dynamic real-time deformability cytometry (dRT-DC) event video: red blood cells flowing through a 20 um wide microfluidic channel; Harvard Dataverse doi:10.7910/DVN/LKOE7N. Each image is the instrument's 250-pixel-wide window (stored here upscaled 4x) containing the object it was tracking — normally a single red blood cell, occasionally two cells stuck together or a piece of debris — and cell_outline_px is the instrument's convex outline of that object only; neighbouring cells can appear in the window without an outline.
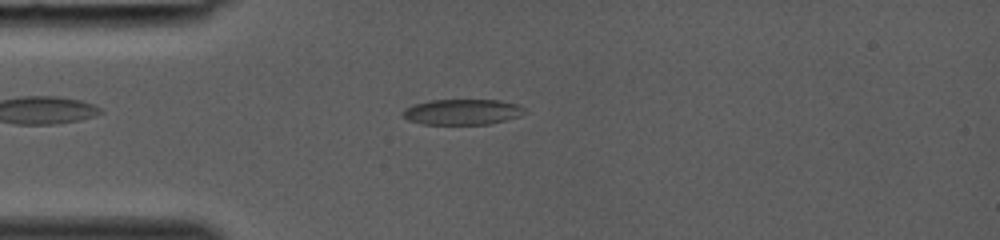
{"species": "common noctule bat (a hibernating species)", "species_latin": "Nyctalus noctula", "temperature_condition": "room temperature", "stored_images_in_passage": 34, "camera_frame_rate_fps": 3000, "um_per_image_px": 0.085, "animal": {"sex": "female", "body_mass_g": 19.0, "forearm_length_mm": 53.3}, "frame": {"image": 1, "passage_image": 7, "time_ms": 2.0, "image_size_px": [1000, 240], "cell_outline_px": [[528, 112], [520, 116], [488, 124], [420, 124], [408, 120], [400, 112], [404, 108], [412, 104], [432, 100], [500, 100], [520, 104]], "centroid_in_image_um": [39.29, 9.51], "position_along_channel_um": 45.7, "area_um2": 18.38}}
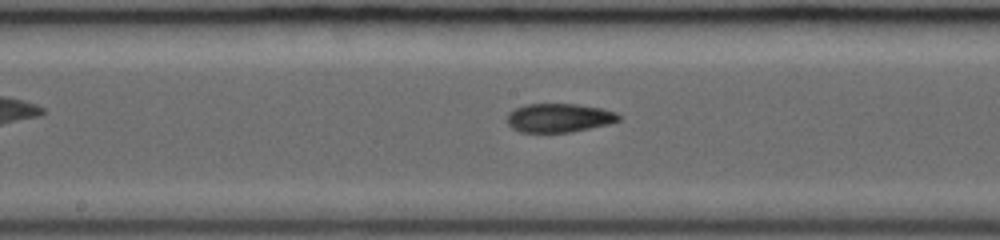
{"frame": {"image": 2, "passage_image": 17, "time_ms": 5.333, "image_size_px": [1000, 240], "cell_outline_px": [[620, 120], [608, 124], [568, 132], [520, 132], [512, 128], [508, 124], [508, 112], [516, 108], [528, 104], [576, 104], [600, 108], [616, 112], [620, 116]], "centroid_in_image_um": [47.5, 10.01], "position_along_channel_um": 200.7, "area_um2": 18.5}}
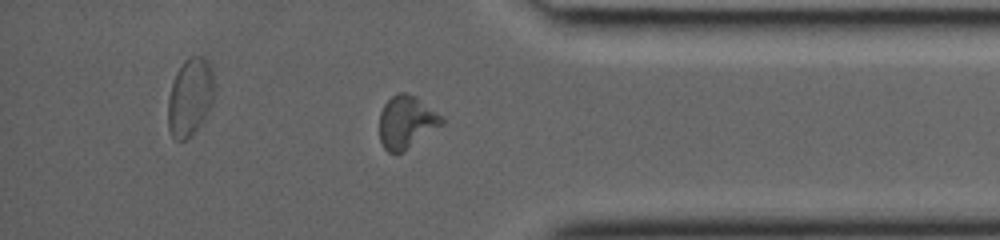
{"frame": {"image": 3, "passage_image": 29, "time_ms": 9.333, "image_size_px": [1000, 240], "cell_outline_px": [[444, 124], [400, 152], [388, 152], [384, 148], [380, 140], [380, 112], [384, 104], [392, 96], [400, 92], [408, 92], [416, 96], [444, 116]], "centroid_in_image_um": [34.56, 10.33], "position_along_channel_um": 400.6, "area_um2": 19.02}}